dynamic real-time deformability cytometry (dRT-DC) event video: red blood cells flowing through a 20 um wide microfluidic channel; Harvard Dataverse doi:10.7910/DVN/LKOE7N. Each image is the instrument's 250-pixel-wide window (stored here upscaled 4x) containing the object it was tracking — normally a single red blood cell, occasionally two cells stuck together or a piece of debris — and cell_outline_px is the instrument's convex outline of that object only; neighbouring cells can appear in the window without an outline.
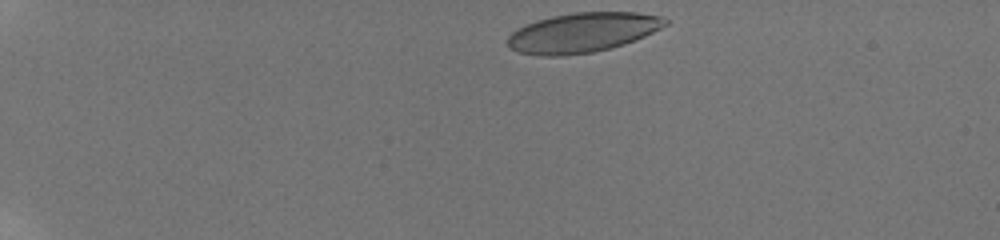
{"species": "human", "species_latin": "Homo sapiens", "temperature_condition": "room temperature", "stored_images_in_passage": 6, "camera_frame_rate_fps": 3000, "um_per_image_px": 0.085, "donor": {"sex": "male"}, "frame": {"image": 1, "passage_image": 1, "time_ms": 0.0, "image_size_px": [1000, 240], "cell_outline_px": [[668, 24], [644, 36], [624, 44], [592, 52], [560, 56], [540, 56], [520, 52], [512, 48], [508, 44], [508, 36], [512, 32], [536, 20], [552, 16], [576, 12], [636, 12], [660, 16], [668, 20]], "centroid_in_image_um": [49.53, 2.76], "position_along_channel_um": 35.5, "area_um2": 36.01}}